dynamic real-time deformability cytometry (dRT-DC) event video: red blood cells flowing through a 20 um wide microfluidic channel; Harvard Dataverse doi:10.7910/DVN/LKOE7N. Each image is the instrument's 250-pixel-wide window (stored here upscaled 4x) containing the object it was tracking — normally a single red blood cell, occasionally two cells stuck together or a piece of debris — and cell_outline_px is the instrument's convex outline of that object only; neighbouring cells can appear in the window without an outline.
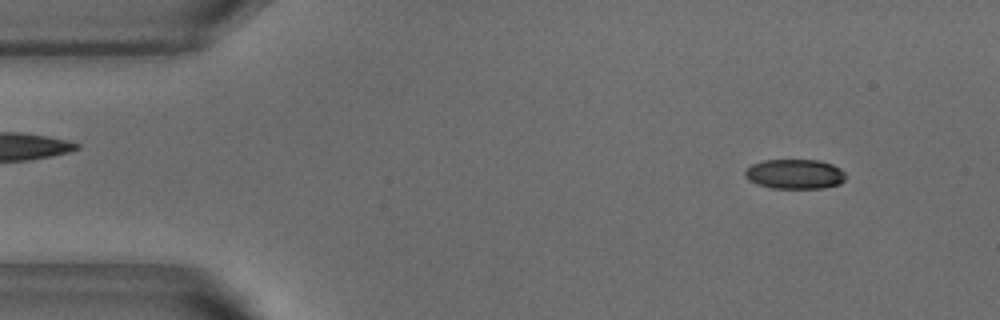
{"species": "common noctule bat (a hibernating species)", "species_latin": "Nyctalus noctula", "temperature_condition": "warm", "stored_images_in_passage": 33, "camera_frame_rate_fps": 3000, "um_per_image_px": 0.085, "animal": {"sex": "male", "body_mass_g": 18.8}, "frame": {"image": 1, "passage_image": 5, "time_ms": 1.333, "image_size_px": [1000, 320], "cell_outline_px": [[848, 176], [840, 184], [824, 188], [772, 188], [756, 184], [748, 180], [744, 176], [744, 168], [752, 164], [764, 160], [820, 160], [832, 164], [840, 168]], "centroid_in_image_um": [67.55, 14.79], "position_along_channel_um": 17.5, "area_um2": 17.74}}
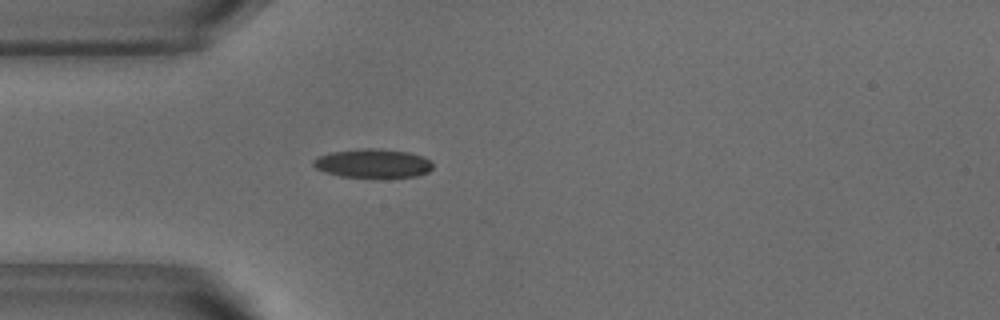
{"frame": {"image": 2, "passage_image": 14, "time_ms": 4.333, "image_size_px": [1000, 320], "cell_outline_px": [[432, 168], [428, 172], [416, 176], [380, 180], [340, 176], [316, 168], [312, 164], [312, 160], [316, 156], [332, 152], [360, 148], [380, 148], [408, 152], [424, 156], [432, 164]], "centroid_in_image_um": [31.7, 13.92], "position_along_channel_um": 53.3, "area_um2": 20.87}}
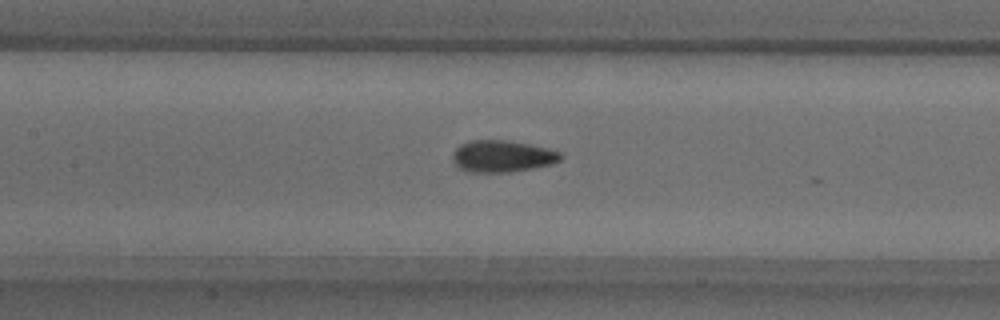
{"frame": {"image": 3, "passage_image": 23, "time_ms": 7.333, "image_size_px": [1000, 320], "cell_outline_px": [[564, 156], [560, 160], [552, 164], [532, 168], [508, 172], [472, 172], [460, 168], [452, 160], [452, 152], [460, 144], [468, 140], [504, 140], [528, 144], [560, 152]], "centroid_in_image_um": [42.66, 13.27], "position_along_channel_um": 164.7, "area_um2": 19.88}}